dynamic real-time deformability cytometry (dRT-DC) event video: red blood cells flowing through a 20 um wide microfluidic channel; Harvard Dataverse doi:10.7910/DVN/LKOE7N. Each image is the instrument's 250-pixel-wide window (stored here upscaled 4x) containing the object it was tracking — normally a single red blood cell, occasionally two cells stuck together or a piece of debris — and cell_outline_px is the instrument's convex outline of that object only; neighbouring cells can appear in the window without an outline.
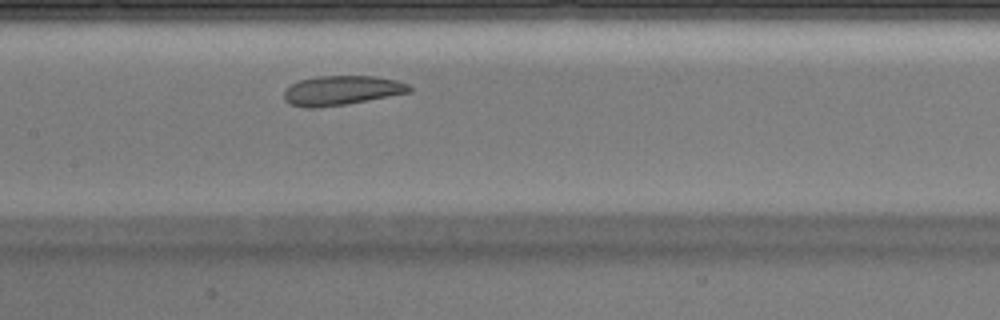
{"species": "Egyptian fruit bat (a non-hibernating species)", "species_latin": "Rousettus aegyptiacus", "temperature_condition": "warm", "stored_images_in_passage": 29, "camera_frame_rate_fps": 3000, "um_per_image_px": 0.085, "animal": {"sex": "male"}, "frame": {"image": 1, "passage_image": 13, "time_ms": 4.0, "image_size_px": [1000, 320], "cell_outline_px": [[412, 92], [344, 104], [312, 108], [308, 108], [292, 104], [284, 100], [284, 92], [292, 84], [300, 80], [316, 76], [376, 76], [396, 80], [408, 84], [412, 88]], "centroid_in_image_um": [29.06, 7.67], "position_along_channel_um": 178.3, "area_um2": 21.27}}
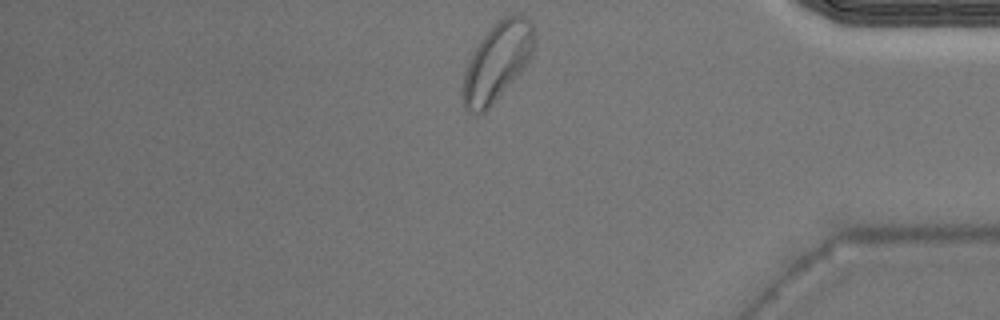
{"frame": {"image": 2, "passage_image": 29, "time_ms": 9.333, "image_size_px": [1000, 320], "cell_outline_px": [[536, 44], [528, 60], [520, 72], [492, 104], [484, 112], [464, 112], [464, 72], [468, 60], [480, 40], [496, 20], [512, 12], [524, 16], [532, 24], [536, 36]], "centroid_in_image_um": [42.28, 5.18], "position_along_channel_um": 392.9, "area_um2": 32.25}}